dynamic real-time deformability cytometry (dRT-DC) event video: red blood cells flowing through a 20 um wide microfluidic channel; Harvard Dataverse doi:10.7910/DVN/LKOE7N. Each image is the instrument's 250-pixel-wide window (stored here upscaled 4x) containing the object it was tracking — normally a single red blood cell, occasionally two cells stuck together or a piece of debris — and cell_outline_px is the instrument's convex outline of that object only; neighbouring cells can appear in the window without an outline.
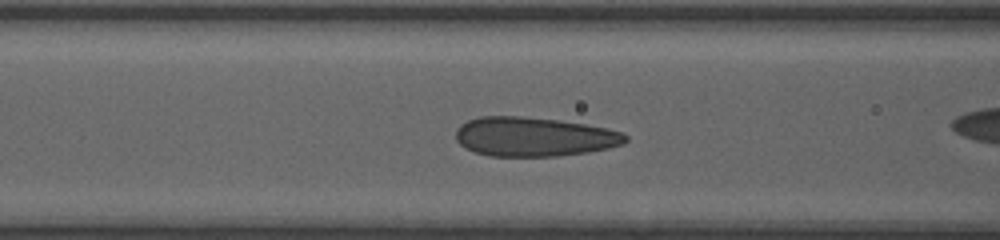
{"species": "human", "species_latin": "Homo sapiens", "temperature_condition": "room temperature", "stored_images_in_passage": 39, "camera_frame_rate_fps": 3000, "um_per_image_px": 0.085, "donor": {"sex": "female"}, "frame": {"image": 1, "passage_image": 19, "time_ms": 6.0, "image_size_px": [1000, 240], "cell_outline_px": [[628, 140], [624, 144], [608, 148], [588, 152], [556, 156], [488, 156], [464, 148], [456, 140], [456, 128], [460, 124], [468, 120], [480, 116], [520, 116], [556, 120], [584, 124], [604, 128], [620, 132], [628, 136]], "centroid_in_image_um": [45.35, 11.63], "position_along_channel_um": 121.3, "area_um2": 38.78}}
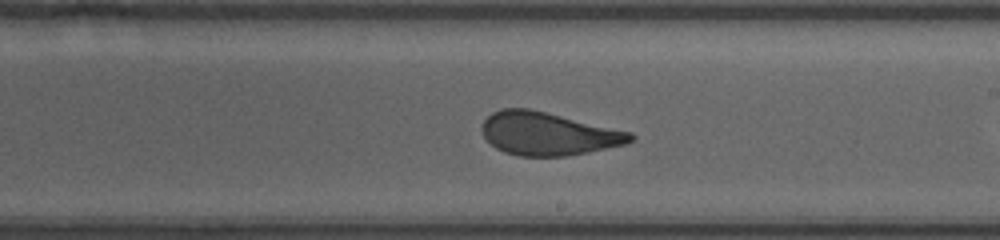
{"frame": {"image": 2, "passage_image": 28, "time_ms": 9.0, "image_size_px": [1000, 240], "cell_outline_px": [[636, 140], [624, 144], [588, 152], [568, 156], [520, 156], [504, 152], [496, 148], [484, 136], [480, 128], [484, 120], [492, 112], [504, 108], [528, 108], [632, 132], [636, 136]], "centroid_in_image_um": [46.59, 11.37], "position_along_channel_um": 242.4, "area_um2": 37.17}}
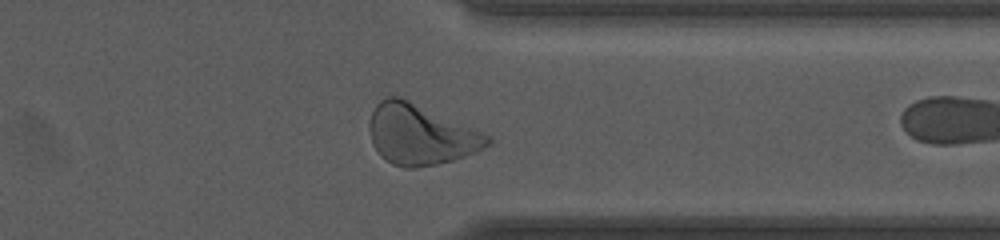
{"frame": {"image": 3, "passage_image": 38, "time_ms": 12.333, "image_size_px": [1000, 240], "cell_outline_px": [[492, 144], [476, 152], [452, 160], [436, 164], [416, 168], [404, 168], [392, 164], [380, 156], [372, 144], [368, 128], [372, 112], [376, 104], [384, 96], [400, 96], [484, 132], [492, 140]], "centroid_in_image_um": [35.72, 11.43], "position_along_channel_um": 375.7, "area_um2": 41.79}}